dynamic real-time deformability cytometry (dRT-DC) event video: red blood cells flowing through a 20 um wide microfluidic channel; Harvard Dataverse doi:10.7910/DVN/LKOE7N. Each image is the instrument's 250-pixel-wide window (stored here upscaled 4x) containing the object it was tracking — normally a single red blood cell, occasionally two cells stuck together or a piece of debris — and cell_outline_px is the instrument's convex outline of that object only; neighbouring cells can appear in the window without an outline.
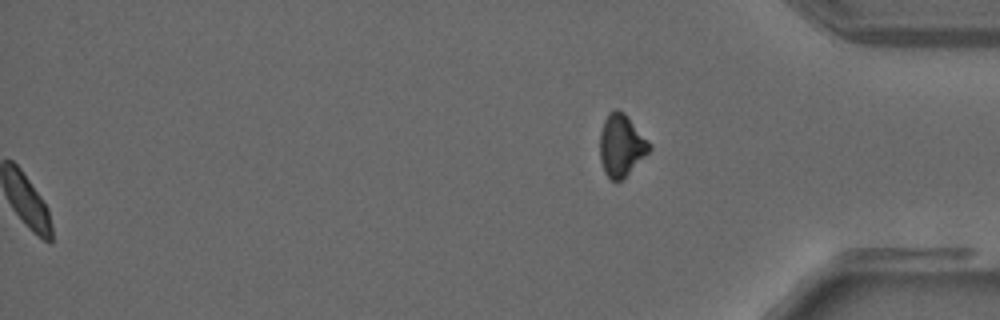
{"species": "common noctule bat (a hibernating species)", "species_latin": "Nyctalus noctula", "temperature_condition": "warm", "stored_images_in_passage": 32, "segment_of_instrument_passage": [2, 2], "camera_frame_rate_fps": 3000, "um_per_image_px": 0.085, "animal": {"sex": "male", "forearm_length_mm": 52.5}, "frame": {"image": 1, "passage_image": 32, "time_ms": 10.333, "image_size_px": [1000, 320], "cell_outline_px": [[652, 148], [620, 180], [612, 180], [604, 172], [600, 160], [600, 132], [604, 120], [608, 112], [616, 108], [624, 112], [652, 144]], "centroid_in_image_um": [52.79, 12.3], "position_along_channel_um": 382.4, "area_um2": 17.69}}